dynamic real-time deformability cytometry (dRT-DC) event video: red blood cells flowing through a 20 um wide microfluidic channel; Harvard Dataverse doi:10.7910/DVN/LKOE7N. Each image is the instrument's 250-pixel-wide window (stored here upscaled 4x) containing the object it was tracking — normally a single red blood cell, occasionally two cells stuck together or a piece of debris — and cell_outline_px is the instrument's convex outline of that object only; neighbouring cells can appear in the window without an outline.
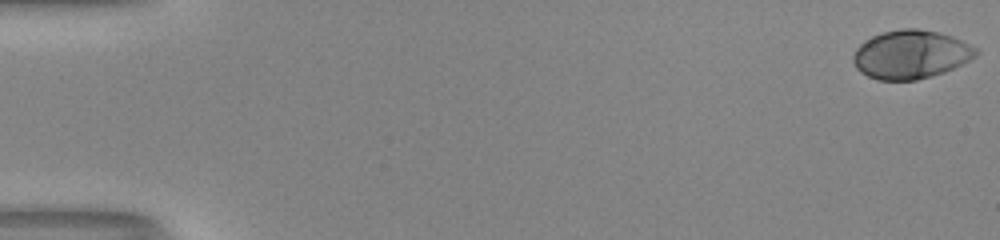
{"species": "human", "species_latin": "Homo sapiens", "temperature_condition": "room temperature", "stored_images_in_passage": 54, "camera_frame_rate_fps": 3000, "um_per_image_px": 0.085, "donor": {"sex": "male"}, "frame": {"image": 1, "passage_image": 1, "time_ms": 0.0, "image_size_px": [1000, 240], "cell_outline_px": [[980, 52], [976, 56], [944, 72], [916, 80], [876, 80], [860, 72], [856, 68], [852, 60], [852, 56], [856, 48], [860, 44], [872, 36], [884, 32], [900, 28], [916, 28], [936, 32], [952, 36], [976, 48]], "centroid_in_image_um": [77.38, 4.63], "position_along_channel_um": 7.6, "area_um2": 34.56}}
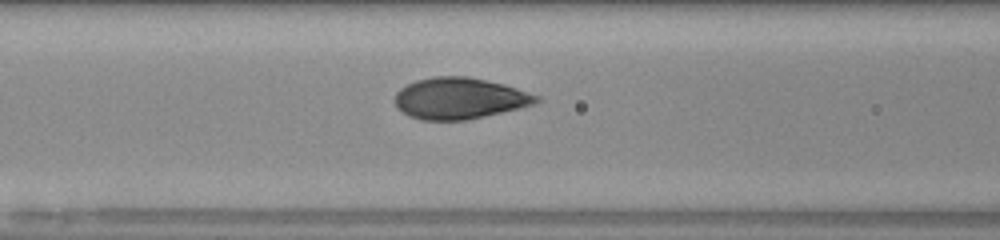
{"frame": {"image": 2, "passage_image": 24, "time_ms": 7.667, "image_size_px": [1000, 240], "cell_outline_px": [[540, 100], [536, 104], [520, 108], [468, 120], [420, 120], [408, 116], [396, 108], [396, 92], [400, 88], [416, 80], [432, 76], [468, 76], [504, 84], [540, 96]], "centroid_in_image_um": [39.06, 8.36], "position_along_channel_um": 127.5, "area_um2": 34.28}}
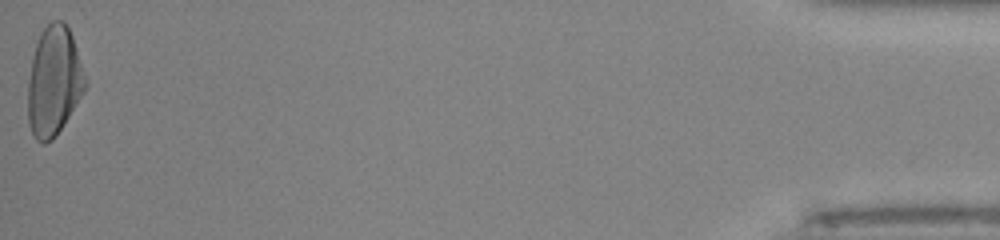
{"frame": {"image": 3, "passage_image": 54, "time_ms": 17.667, "image_size_px": [1000, 240], "cell_outline_px": [[88, 84], [84, 92], [52, 140], [44, 144], [36, 140], [28, 124], [28, 80], [32, 56], [36, 44], [44, 28], [52, 20], [60, 20], [68, 28], [72, 36]], "centroid_in_image_um": [4.57, 6.91], "position_along_channel_um": 430.6, "area_um2": 36.13}, "authors_computed_cell_mechanics": {"area_um2": 34.0442, "velocity_mm_per_s": 4.0058, "shape_relaxation_time_tau1_ms": 3.7221, "shape_relaxation_time_tau2_ms": null, "deformation_change_tau1": 0.2067, "deformation_change_tau2": null}}